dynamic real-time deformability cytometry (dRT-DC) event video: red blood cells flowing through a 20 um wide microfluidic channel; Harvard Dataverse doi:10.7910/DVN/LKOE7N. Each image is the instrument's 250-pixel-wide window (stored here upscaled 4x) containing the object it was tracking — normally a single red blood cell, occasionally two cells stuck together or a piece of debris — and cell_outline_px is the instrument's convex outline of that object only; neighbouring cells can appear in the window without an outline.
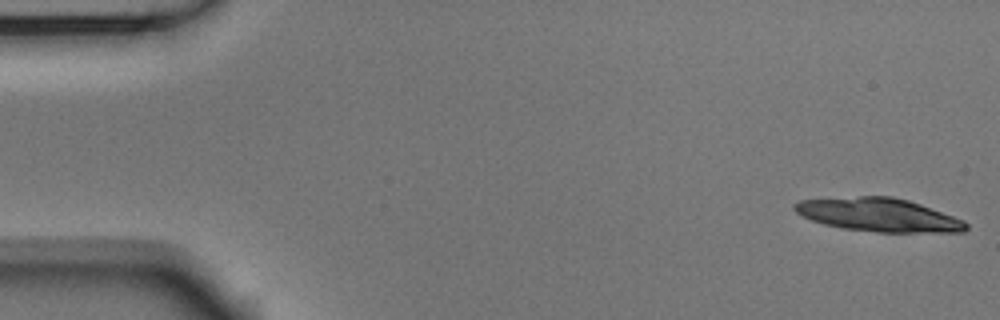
{"species": "Egyptian fruit bat (a non-hibernating species)", "species_latin": "Rousettus aegyptiacus", "temperature_condition": "room temperature", "stored_images_in_passage": 24, "camera_frame_rate_fps": 3000, "um_per_image_px": 0.085, "animal": {"sex": "male"}, "frame": {"image": 1, "passage_image": 1, "time_ms": 0.0, "image_size_px": [1000, 320], "cell_outline_px": [[968, 228], [964, 232], [876, 232], [844, 228], [824, 224], [812, 220], [796, 212], [792, 208], [792, 204], [800, 200], [860, 196], [892, 196], [908, 200], [920, 204], [964, 220], [968, 224]], "centroid_in_image_um": [74.69, 18.26], "position_along_channel_um": 10.3, "area_um2": 33.23}}